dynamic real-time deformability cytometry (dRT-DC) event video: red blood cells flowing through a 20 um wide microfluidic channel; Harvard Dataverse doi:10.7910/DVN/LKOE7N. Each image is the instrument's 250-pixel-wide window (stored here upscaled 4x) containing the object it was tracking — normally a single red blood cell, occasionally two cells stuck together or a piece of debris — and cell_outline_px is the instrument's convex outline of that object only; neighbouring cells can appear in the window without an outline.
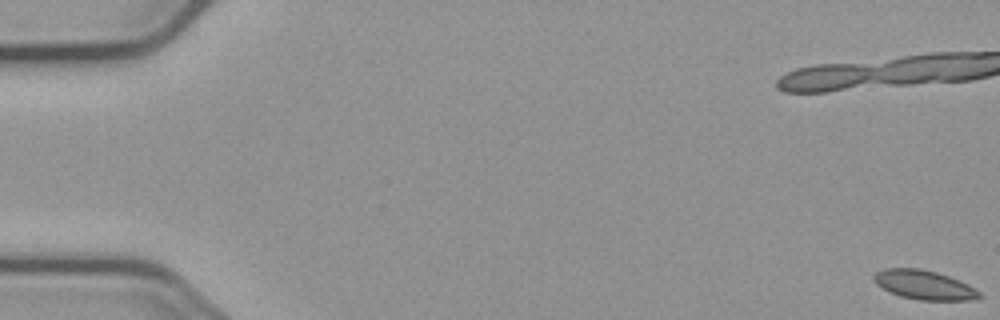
{"species": "common noctule bat (a hibernating species)", "species_latin": "Nyctalus noctula", "temperature_condition": "cold", "stored_images_in_passage": 11, "camera_frame_rate_fps": 3000, "um_per_image_px": 0.085, "animal": {"sex": "male", "body_mass_g": 23.1, "forearm_length_mm": 52.7}, "frame": {"image": 1, "passage_image": 1, "time_ms": 0.0, "image_size_px": [1000, 320], "cell_outline_px": [[984, 296], [976, 300], [920, 300], [900, 296], [876, 284], [872, 280], [872, 276], [876, 272], [884, 268], [920, 268], [936, 272], [960, 280], [968, 284], [980, 292]], "centroid_in_image_um": [78.57, 24.21], "position_along_channel_um": 6.4, "area_um2": 18.03}}